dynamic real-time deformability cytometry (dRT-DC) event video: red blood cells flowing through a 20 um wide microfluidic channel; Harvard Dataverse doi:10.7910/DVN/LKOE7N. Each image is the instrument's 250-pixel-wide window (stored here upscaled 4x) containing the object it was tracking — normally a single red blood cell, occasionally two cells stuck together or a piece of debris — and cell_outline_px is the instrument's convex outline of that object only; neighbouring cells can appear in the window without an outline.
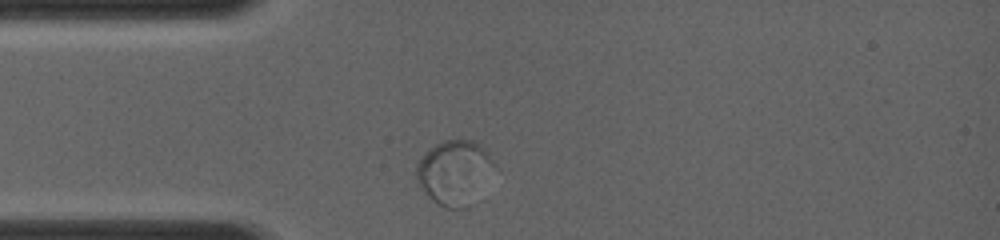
{"species": "common noctule bat (a hibernating species)", "species_latin": "Nyctalus noctula", "temperature_condition": "room temperature", "stored_images_in_passage": 4, "camera_frame_rate_fps": 4000, "um_per_image_px": 0.085, "animal": {"sex": "female", "body_mass_g": 19.0, "forearm_length_mm": 56.7}, "frame": {"image": 1, "passage_image": 1, "time_ms": 0.0, "image_size_px": [1000, 240], "cell_outline_px": [[484, 152], [468, 208], [448, 208], [432, 200], [420, 184], [416, 168], [420, 160], [436, 144], [448, 140], [468, 140], [476, 144]], "centroid_in_image_um": [38.31, 14.65], "position_along_channel_um": 46.7, "area_um2": 24.57}}
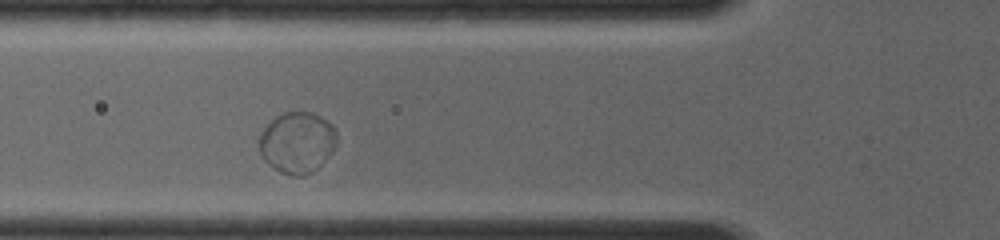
{"frame": {"image": 2, "passage_image": 3, "time_ms": 1.5, "image_size_px": [1000, 240], "cell_outline_px": [[336, 140], [332, 148], [320, 164], [312, 172], [304, 176], [292, 176], [280, 172], [268, 164], [260, 156], [260, 136], [264, 128], [276, 116], [284, 112], [312, 112], [320, 116], [332, 124]], "centroid_in_image_um": [25.22, 12.11], "position_along_channel_um": 100.6, "area_um2": 27.17}}
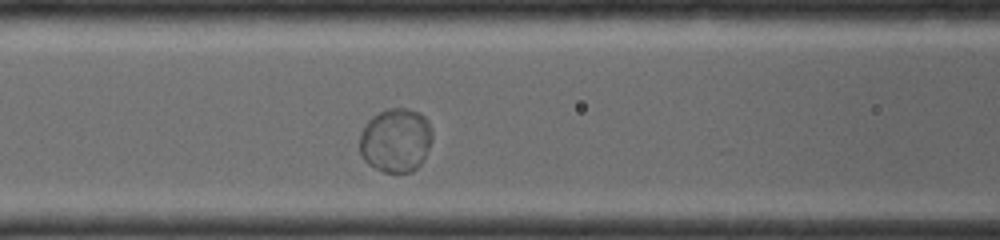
{"frame": {"image": 3, "passage_image": 4, "time_ms": 2.25, "image_size_px": [1000, 240], "cell_outline_px": [[428, 144], [424, 156], [420, 164], [412, 172], [384, 172], [368, 164], [364, 160], [360, 152], [360, 136], [368, 120], [372, 116], [380, 112], [392, 108], [404, 108], [416, 112], [424, 116], [428, 120]], "centroid_in_image_um": [33.57, 11.93], "position_along_channel_um": 133.0, "area_um2": 26.24}}